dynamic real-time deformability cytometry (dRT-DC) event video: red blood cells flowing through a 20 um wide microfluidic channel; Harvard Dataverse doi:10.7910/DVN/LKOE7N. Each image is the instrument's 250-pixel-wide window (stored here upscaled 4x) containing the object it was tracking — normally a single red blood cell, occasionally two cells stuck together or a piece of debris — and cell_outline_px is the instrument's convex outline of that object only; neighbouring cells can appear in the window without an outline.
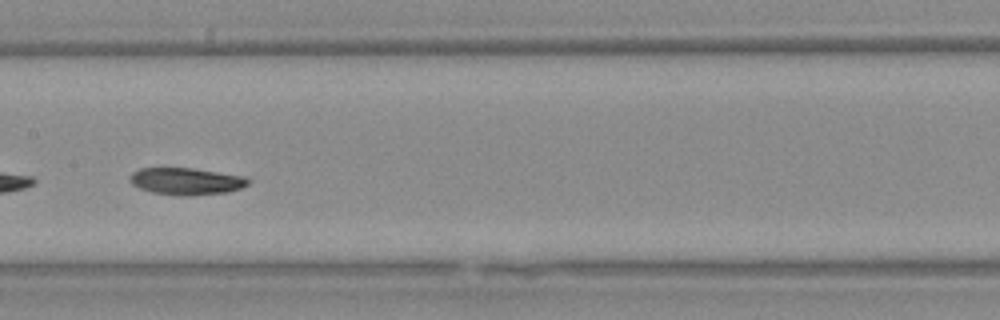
{"species": "Egyptian fruit bat (a non-hibernating species)", "species_latin": "Rousettus aegyptiacus", "temperature_condition": "warm", "stored_images_in_passage": 37, "camera_frame_rate_fps": 3000, "um_per_image_px": 0.085, "animal": {"sex": "female"}, "frame": {"image": 1, "passage_image": 11, "time_ms": 3.333, "image_size_px": [1000, 320], "cell_outline_px": [[252, 180], [248, 184], [240, 188], [228, 192], [192, 196], [180, 196], [152, 192], [140, 188], [132, 184], [128, 180], [128, 176], [132, 172], [140, 168], [192, 168], [244, 176]], "centroid_in_image_um": [15.82, 15.41], "position_along_channel_um": 191.6, "area_um2": 18.79}}
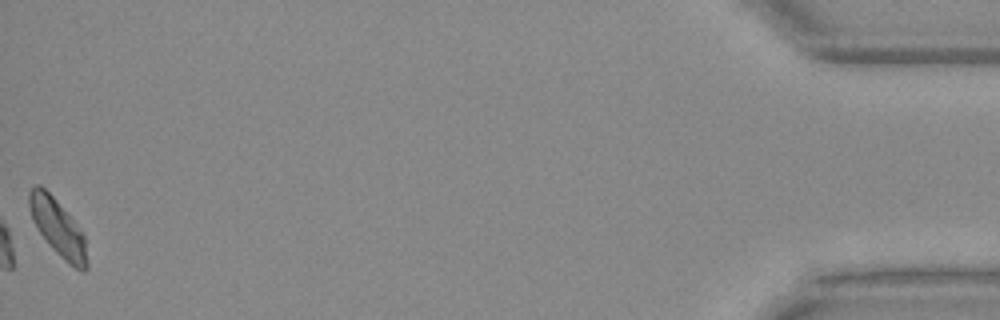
{"frame": {"image": 2, "passage_image": 37, "time_ms": 12.0, "image_size_px": [1000, 320], "cell_outline_px": [[88, 268], [84, 272], [80, 272], [68, 264], [52, 248], [40, 232], [32, 220], [28, 204], [28, 192], [36, 184], [40, 184], [52, 196], [76, 224], [84, 236], [88, 264]], "centroid_in_image_um": [4.92, 19.39], "position_along_channel_um": 430.3, "area_um2": 18.9}, "authors_computed_cell_mechanics": {"area_um2": 18.785, "velocity_mm_per_s": 3.8161, "shape_relaxation_time_tau1_ms": 4.2371, "shape_relaxation_time_tau2_ms": null, "deformation_change_tau1": 0.1554, "deformation_change_tau2": null}}